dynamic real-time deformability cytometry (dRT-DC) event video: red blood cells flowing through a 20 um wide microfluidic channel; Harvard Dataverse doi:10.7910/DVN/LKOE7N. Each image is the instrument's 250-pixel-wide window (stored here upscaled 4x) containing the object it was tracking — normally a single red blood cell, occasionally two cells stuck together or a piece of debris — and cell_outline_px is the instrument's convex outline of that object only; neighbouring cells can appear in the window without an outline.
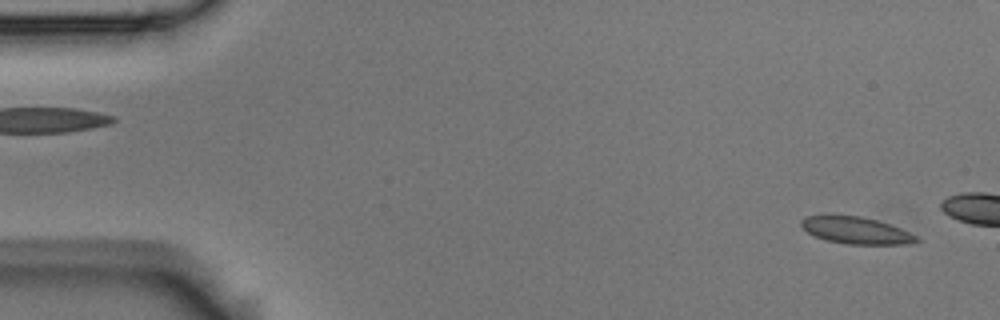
{"species": "Egyptian fruit bat (a non-hibernating species)", "species_latin": "Rousettus aegyptiacus", "temperature_condition": "room temperature", "stored_images_in_passage": 11, "camera_frame_rate_fps": 3000, "um_per_image_px": 0.085, "animal": {"sex": "male"}, "frame": {"image": 1, "passage_image": 2, "time_ms": 0.333, "image_size_px": [1000, 320], "cell_outline_px": [[920, 240], [908, 244], [848, 244], [828, 240], [816, 236], [808, 232], [800, 224], [800, 220], [804, 216], [824, 212], [832, 212], [860, 216], [876, 220], [900, 228], [916, 236]], "centroid_in_image_um": [72.65, 19.52], "position_along_channel_um": 12.3, "area_um2": 18.55}}